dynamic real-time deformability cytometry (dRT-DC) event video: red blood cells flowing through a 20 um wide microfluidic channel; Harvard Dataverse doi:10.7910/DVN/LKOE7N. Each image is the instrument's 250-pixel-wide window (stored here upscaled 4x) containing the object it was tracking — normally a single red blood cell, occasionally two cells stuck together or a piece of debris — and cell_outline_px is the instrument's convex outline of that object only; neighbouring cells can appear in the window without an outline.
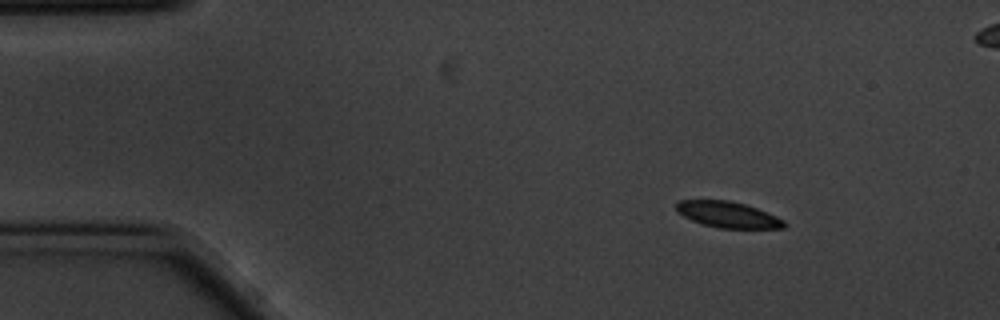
{"species": "common noctule bat (a hibernating species)", "species_latin": "Nyctalus noctula", "temperature_condition": "cold", "stored_images_in_passage": 10, "camera_frame_rate_fps": 3000, "um_per_image_px": 0.085, "animal": {"sex": "male", "body_mass_g": 20.1, "forearm_length_mm": 53.5}, "frame": {"image": 1, "passage_image": 1, "time_ms": 0.0, "image_size_px": [1000, 320], "cell_outline_px": [[788, 224], [784, 228], [720, 228], [700, 224], [676, 212], [676, 200], [728, 200], [744, 204], [768, 212], [784, 220]], "centroid_in_image_um": [61.86, 18.24], "position_along_channel_um": 23.1, "area_um2": 16.47}}